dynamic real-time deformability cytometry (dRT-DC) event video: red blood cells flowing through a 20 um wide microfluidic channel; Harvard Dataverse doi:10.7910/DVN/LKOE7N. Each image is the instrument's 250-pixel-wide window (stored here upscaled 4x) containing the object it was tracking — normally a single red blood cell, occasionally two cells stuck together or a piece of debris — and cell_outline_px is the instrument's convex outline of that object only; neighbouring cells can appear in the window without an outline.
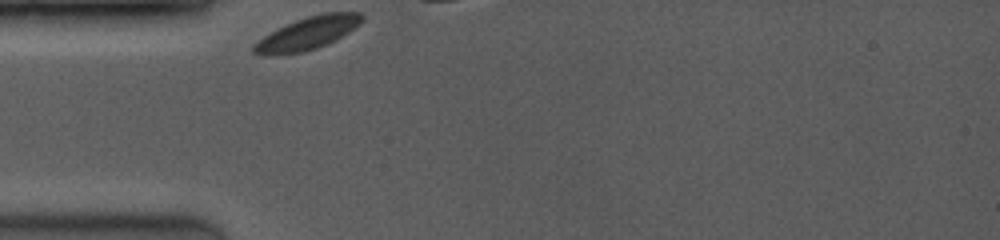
{"species": "common noctule bat (a hibernating species)", "species_latin": "Nyctalus noctula", "temperature_condition": "room temperature", "stored_images_in_passage": 8, "camera_frame_rate_fps": 3500, "um_per_image_px": 0.085, "animal": {"sex": "female", "body_mass_g": 19.0, "forearm_length_mm": 53.3}, "frame": {"image": 1, "passage_image": 1, "time_ms": 0.0, "image_size_px": [1000, 240], "cell_outline_px": [[364, 20], [360, 24], [348, 32], [316, 48], [304, 52], [272, 56], [264, 56], [252, 52], [252, 44], [276, 28], [296, 20], [308, 16], [324, 12], [360, 12], [364, 16]], "centroid_in_image_um": [26.09, 2.83], "position_along_channel_um": 58.9, "area_um2": 20.63}}